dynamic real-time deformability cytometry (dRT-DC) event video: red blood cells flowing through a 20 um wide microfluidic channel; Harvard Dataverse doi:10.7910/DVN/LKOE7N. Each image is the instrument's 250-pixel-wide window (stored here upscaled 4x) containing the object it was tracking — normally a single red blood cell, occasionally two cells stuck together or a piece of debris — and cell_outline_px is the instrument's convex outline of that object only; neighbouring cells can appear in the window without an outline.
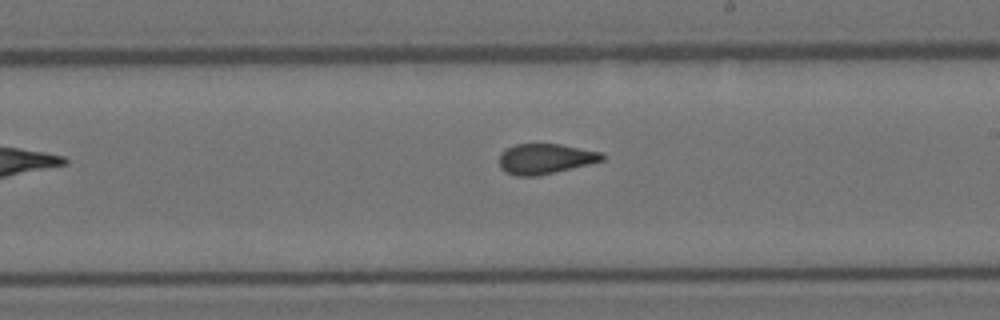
{"species": "Egyptian fruit bat (a non-hibernating species)", "species_latin": "Rousettus aegyptiacus", "temperature_condition": "room temperature", "stored_images_in_passage": 9, "segment_of_instrument_passage": [1, 2], "camera_frame_rate_fps": 3000, "um_per_image_px": 0.085, "animal": {"sex": "female"}, "frame": {"image": 1, "passage_image": 7, "time_ms": 7.0, "image_size_px": [1000, 320], "cell_outline_px": [[604, 160], [540, 176], [516, 176], [504, 172], [500, 168], [500, 152], [516, 144], [560, 144], [600, 152], [604, 156]], "centroid_in_image_um": [46.31, 13.51], "position_along_channel_um": 242.7, "area_um2": 18.09}}
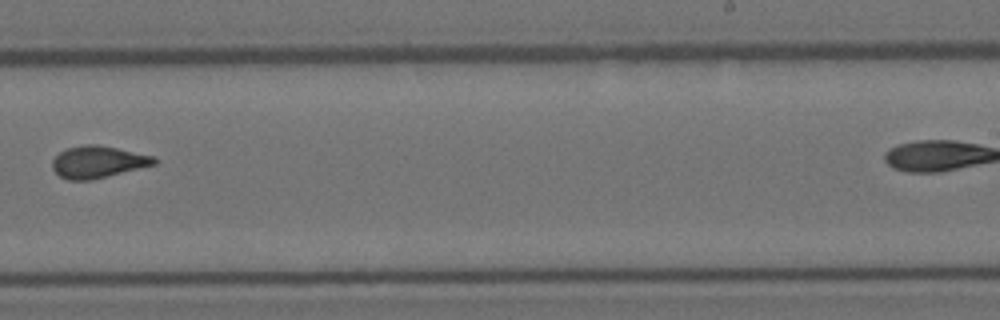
{"frame": {"image": 2, "passage_image": 8, "time_ms": 8.0, "image_size_px": [1000, 320], "cell_outline_px": [[156, 164], [92, 180], [68, 180], [60, 176], [52, 168], [52, 160], [60, 152], [68, 148], [84, 144], [96, 144], [156, 156]], "centroid_in_image_um": [8.32, 13.76], "position_along_channel_um": 280.7, "area_um2": 18.9}}